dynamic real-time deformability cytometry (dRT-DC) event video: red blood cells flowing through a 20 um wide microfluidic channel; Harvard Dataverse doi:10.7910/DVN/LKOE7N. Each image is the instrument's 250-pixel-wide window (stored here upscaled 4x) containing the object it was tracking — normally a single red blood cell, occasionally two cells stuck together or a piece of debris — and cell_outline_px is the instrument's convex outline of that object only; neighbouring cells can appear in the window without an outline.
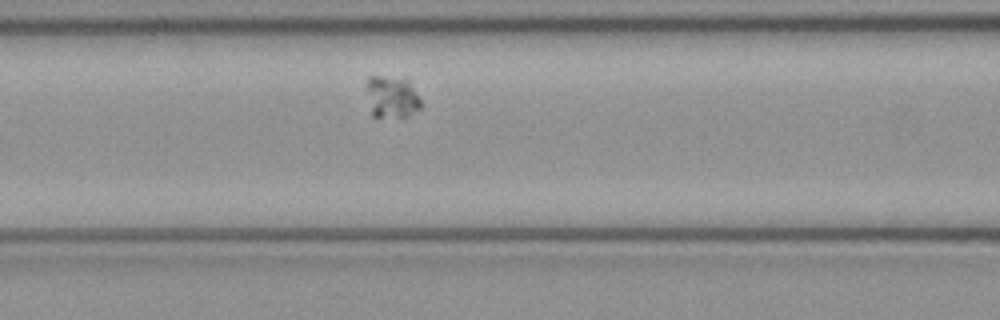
{"species": "common noctule bat (a hibernating species)", "species_latin": "Nyctalus noctula", "temperature_condition": "cold", "stored_images_in_passage": 7, "camera_frame_rate_fps": 3000, "um_per_image_px": 0.085, "animal": {"sex": "female", "body_mass_g": 21.9}, "frame": {"image": 1, "passage_image": 7, "time_ms": 2.0, "image_size_px": [1000, 320], "cell_outline_px": [[420, 108], [408, 116], [372, 116], [364, 88], [368, 76], [380, 76], [408, 80], [420, 100]], "centroid_in_image_um": [33.23, 8.22], "position_along_channel_um": 133.4, "area_um2": 13.24}}